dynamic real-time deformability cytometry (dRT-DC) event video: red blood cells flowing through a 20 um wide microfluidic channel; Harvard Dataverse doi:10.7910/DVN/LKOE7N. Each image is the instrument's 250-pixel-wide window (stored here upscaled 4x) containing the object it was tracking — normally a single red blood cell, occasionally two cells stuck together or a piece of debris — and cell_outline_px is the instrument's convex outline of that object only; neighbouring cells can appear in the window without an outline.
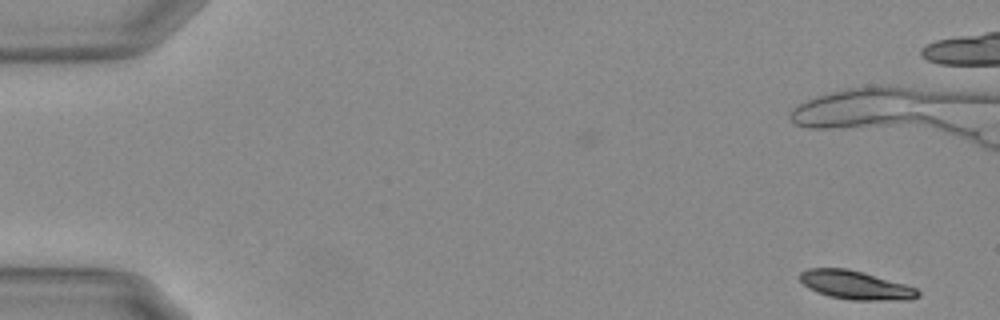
{"species": "Egyptian fruit bat (a non-hibernating species)", "species_latin": "Rousettus aegyptiacus", "temperature_condition": "warm", "stored_images_in_passage": 47, "camera_frame_rate_fps": 3000, "um_per_image_px": 0.085, "animal": {"sex": "female"}, "frame": {"image": 1, "passage_image": 1, "time_ms": 0.0, "image_size_px": [1000, 320], "cell_outline_px": [[920, 296], [912, 300], [852, 300], [828, 296], [816, 292], [808, 288], [800, 280], [800, 272], [808, 268], [848, 268], [904, 284], [916, 288], [920, 292]], "centroid_in_image_um": [72.72, 24.24], "position_along_channel_um": 12.3, "area_um2": 19.71}, "authors_computed_cell_mechanics": {"area_um2": 21.5016, "velocity_mm_per_s": 3.4091, "shape_relaxation_time_tau1_ms": 2.1515, "shape_relaxation_time_tau2_ms": null, "deformation_change_tau1": 0.1425, "deformation_change_tau2": null}}